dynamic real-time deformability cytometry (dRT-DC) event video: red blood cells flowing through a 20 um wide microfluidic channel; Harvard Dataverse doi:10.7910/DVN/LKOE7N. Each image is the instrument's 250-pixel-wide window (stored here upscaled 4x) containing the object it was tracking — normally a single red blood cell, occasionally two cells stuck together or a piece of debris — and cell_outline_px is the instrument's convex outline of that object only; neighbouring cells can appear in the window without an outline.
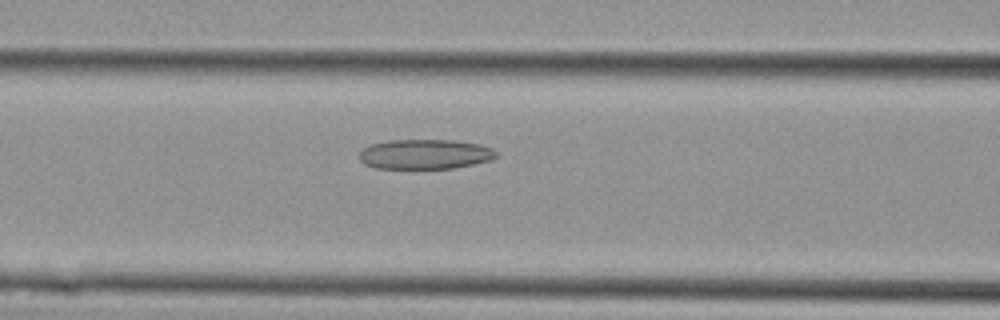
{"species": "Egyptian fruit bat (a non-hibernating species)", "species_latin": "Rousettus aegyptiacus", "temperature_condition": "cold", "stored_images_in_passage": 11, "camera_frame_rate_fps": 3000, "um_per_image_px": 0.085, "animal": {"sex": "female"}, "frame": {"image": 1, "passage_image": 7, "time_ms": 2.0, "image_size_px": [1000, 320], "cell_outline_px": [[500, 156], [492, 160], [452, 168], [376, 168], [364, 164], [360, 160], [360, 152], [364, 148], [372, 144], [388, 140], [452, 140], [480, 144], [492, 148]], "centroid_in_image_um": [36.15, 13.1], "position_along_channel_um": 130.4, "area_um2": 23.76}}
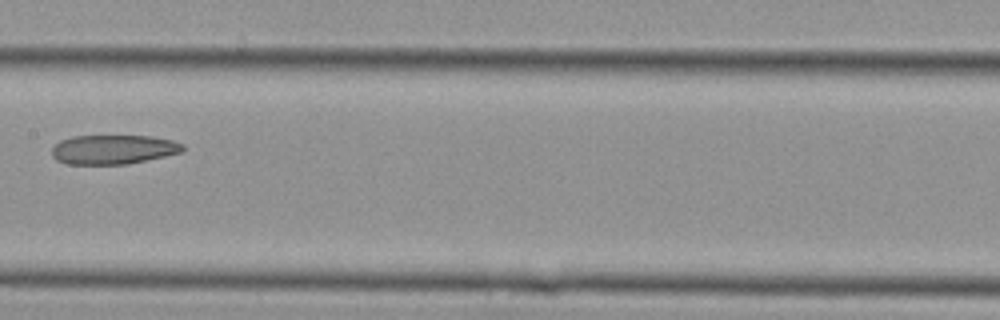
{"frame": {"image": 2, "passage_image": 10, "time_ms": 3.0, "image_size_px": [1000, 320], "cell_outline_px": [[184, 152], [128, 164], [68, 164], [56, 160], [52, 156], [52, 148], [60, 140], [72, 136], [152, 136], [172, 140], [184, 144]], "centroid_in_image_um": [9.65, 12.7], "position_along_channel_um": 197.8, "area_um2": 22.48}}